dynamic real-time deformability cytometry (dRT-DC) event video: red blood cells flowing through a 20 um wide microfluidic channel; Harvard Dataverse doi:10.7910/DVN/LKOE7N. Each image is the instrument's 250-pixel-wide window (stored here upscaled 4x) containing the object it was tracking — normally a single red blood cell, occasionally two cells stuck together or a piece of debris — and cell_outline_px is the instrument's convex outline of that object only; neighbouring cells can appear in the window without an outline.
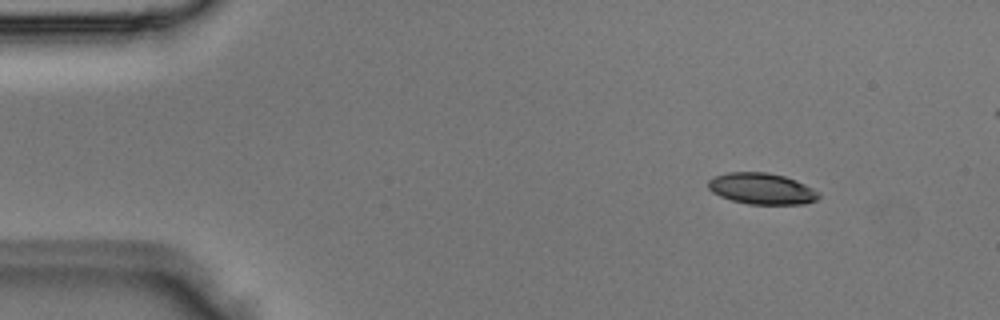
{"species": "Egyptian fruit bat (a non-hibernating species)", "species_latin": "Rousettus aegyptiacus", "temperature_condition": "room temperature", "stored_images_in_passage": 3, "camera_frame_rate_fps": 3000, "um_per_image_px": 0.085, "animal": {"sex": "male"}, "frame": {"image": 1, "passage_image": 1, "time_ms": 0.0, "image_size_px": [1000, 320], "cell_outline_px": [[820, 196], [816, 200], [804, 204], [748, 204], [732, 200], [720, 196], [712, 192], [708, 188], [708, 180], [712, 176], [728, 172], [768, 172], [784, 176], [796, 180], [820, 192]], "centroid_in_image_um": [64.73, 16.03], "position_along_channel_um": 20.3, "area_um2": 20.23}}